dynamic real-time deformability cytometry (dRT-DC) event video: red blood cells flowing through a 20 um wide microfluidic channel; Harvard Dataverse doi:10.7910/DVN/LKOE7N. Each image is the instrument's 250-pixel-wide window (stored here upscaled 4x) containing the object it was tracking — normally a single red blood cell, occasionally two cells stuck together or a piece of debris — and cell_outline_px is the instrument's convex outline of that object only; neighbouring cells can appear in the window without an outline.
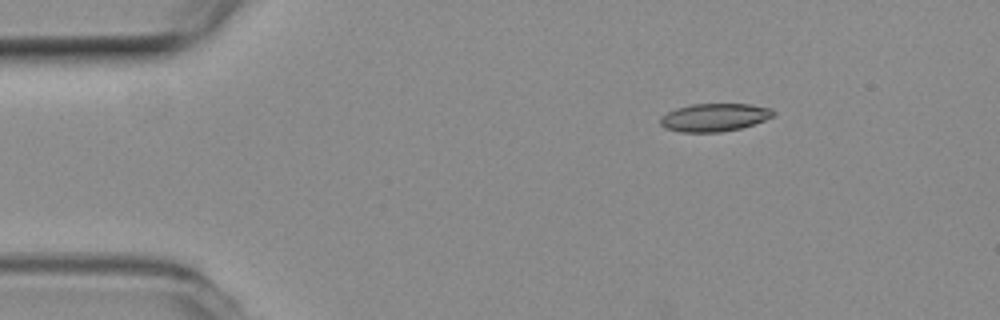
{"species": "common noctule bat (a hibernating species)", "species_latin": "Nyctalus noctula", "temperature_condition": "room temperature", "stored_images_in_passage": 4, "camera_frame_rate_fps": 3000, "um_per_image_px": 0.085, "animal": {"sex": "female", "body_mass_g": 19.3, "forearm_length_mm": 54.1}, "frame": {"image": 1, "passage_image": 2, "time_ms": 0.333, "image_size_px": [1000, 320], "cell_outline_px": [[776, 112], [772, 116], [764, 120], [740, 128], [720, 132], [680, 132], [664, 128], [660, 124], [660, 116], [676, 108], [692, 104], [752, 104], [772, 108]], "centroid_in_image_um": [60.7, 9.97], "position_along_channel_um": 24.3, "area_um2": 18.44}}